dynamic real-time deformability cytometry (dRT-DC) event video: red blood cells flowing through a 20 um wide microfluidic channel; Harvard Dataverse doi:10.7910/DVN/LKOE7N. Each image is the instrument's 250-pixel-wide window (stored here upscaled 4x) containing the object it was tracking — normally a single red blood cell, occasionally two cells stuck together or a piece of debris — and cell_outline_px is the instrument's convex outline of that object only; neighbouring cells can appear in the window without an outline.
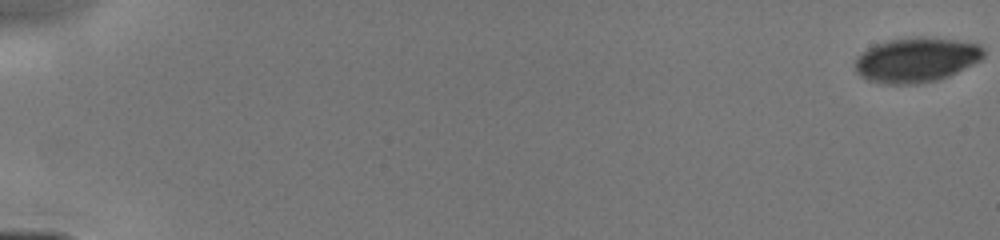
{"species": "human", "species_latin": "Homo sapiens", "temperature_condition": "cold", "stored_images_in_passage": 11, "camera_frame_rate_fps": 3000, "um_per_image_px": 0.085, "donor": {"sex": "male"}, "frame": {"image": 1, "passage_image": 1, "time_ms": 0.0, "image_size_px": [1000, 240], "cell_outline_px": [[984, 56], [980, 60], [948, 76], [936, 80], [916, 84], [888, 84], [868, 80], [860, 76], [856, 72], [856, 56], [868, 48], [876, 44], [888, 40], [916, 36], [924, 36], [956, 40], [980, 44], [984, 48]], "centroid_in_image_um": [77.88, 5.07], "position_along_channel_um": 7.1, "area_um2": 33.52}}
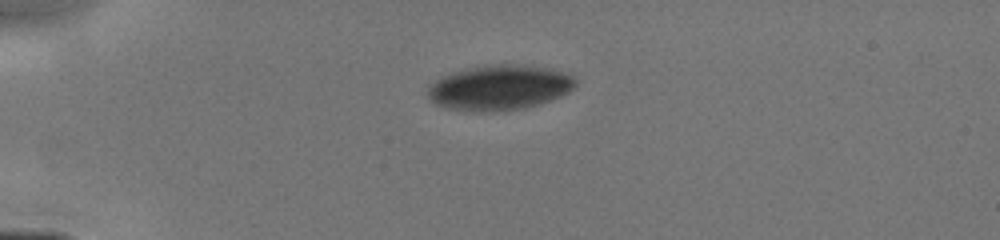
{"frame": {"image": 2, "passage_image": 7, "time_ms": 4.333, "image_size_px": [1000, 240], "cell_outline_px": [[576, 84], [568, 92], [560, 96], [540, 104], [524, 108], [492, 112], [472, 112], [448, 108], [436, 104], [428, 96], [428, 84], [452, 72], [472, 68], [500, 64], [508, 64], [544, 68], [560, 72], [572, 76], [576, 80]], "centroid_in_image_um": [42.42, 7.48], "position_along_channel_um": 42.6, "area_um2": 38.26}}
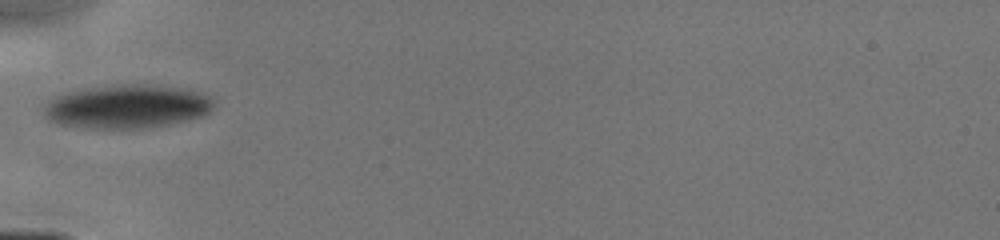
{"frame": {"image": 3, "passage_image": 9, "time_ms": 6.0, "image_size_px": [1000, 240], "cell_outline_px": [[216, 104], [204, 116], [188, 120], [168, 124], [140, 128], [80, 128], [56, 124], [48, 120], [44, 116], [44, 108], [48, 100], [64, 92], [84, 88], [116, 84], [148, 84], [184, 88], [200, 92], [212, 96]], "centroid_in_image_um": [10.79, 9.04], "position_along_channel_um": 74.2, "area_um2": 43.87}}